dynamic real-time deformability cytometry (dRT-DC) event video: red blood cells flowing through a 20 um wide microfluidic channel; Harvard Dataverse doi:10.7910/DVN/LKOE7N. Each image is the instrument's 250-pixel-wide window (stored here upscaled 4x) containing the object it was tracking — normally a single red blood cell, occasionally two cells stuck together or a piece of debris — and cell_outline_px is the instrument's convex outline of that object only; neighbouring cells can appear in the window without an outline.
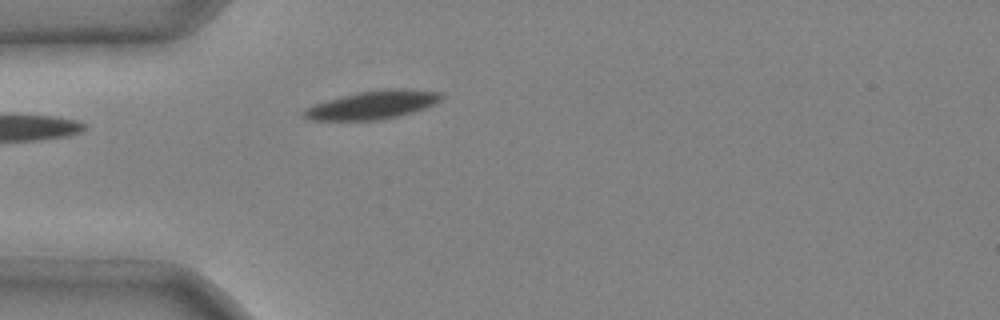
{"species": "common noctule bat (a hibernating species)", "species_latin": "Nyctalus noctula", "temperature_condition": "cold", "stored_images_in_passage": 1, "camera_frame_rate_fps": 3000, "um_per_image_px": 0.085, "animal": {"sex": "male", "body_mass_g": 20.4}, "frame": {"image": 1, "passage_image": 1, "time_ms": 0.0, "image_size_px": [1000, 320], "cell_outline_px": [[444, 96], [440, 100], [424, 108], [412, 112], [380, 120], [312, 120], [300, 116], [300, 112], [304, 108], [328, 100], [356, 92], [388, 88], [404, 88], [444, 92]], "centroid_in_image_um": [31.66, 8.9], "position_along_channel_um": 53.3, "area_um2": 22.77}}